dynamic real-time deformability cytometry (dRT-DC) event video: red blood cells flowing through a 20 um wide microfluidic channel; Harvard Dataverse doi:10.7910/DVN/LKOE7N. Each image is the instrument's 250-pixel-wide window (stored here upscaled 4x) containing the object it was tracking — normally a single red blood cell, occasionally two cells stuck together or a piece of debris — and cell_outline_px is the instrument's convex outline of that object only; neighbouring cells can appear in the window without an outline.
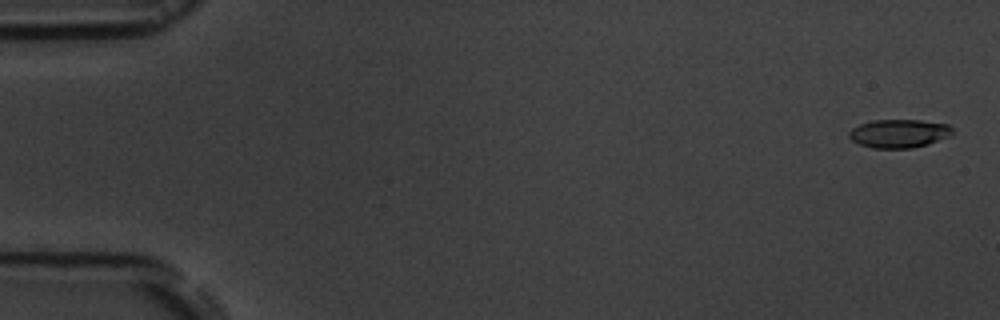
{"species": "common noctule bat (a hibernating species)", "species_latin": "Nyctalus noctula", "temperature_condition": "room temperature", "stored_images_in_passage": 51, "camera_frame_rate_fps": 3000, "um_per_image_px": 0.085, "animal": {"sex": "male", "body_mass_g": 19.5, "forearm_length_mm": 54.6}, "frame": {"image": 1, "passage_image": 2, "time_ms": 0.333, "image_size_px": [1000, 320], "cell_outline_px": [[952, 136], [928, 144], [912, 148], [872, 148], [860, 144], [852, 140], [848, 136], [848, 132], [852, 128], [860, 124], [872, 120], [920, 120], [948, 124], [952, 128]], "centroid_in_image_um": [76.42, 11.34], "position_along_channel_um": 8.6, "area_um2": 17.22}}
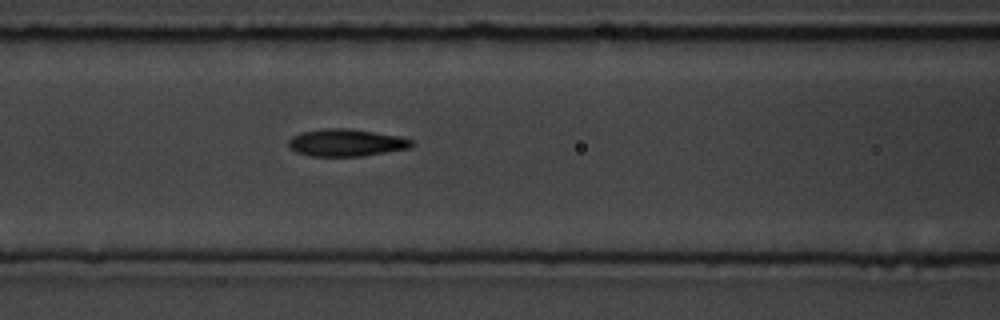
{"frame": {"image": 2, "passage_image": 24, "time_ms": 7.667, "image_size_px": [1000, 320], "cell_outline_px": [[416, 144], [408, 148], [360, 156], [312, 156], [296, 152], [288, 148], [288, 140], [292, 136], [300, 132], [324, 128], [348, 128], [400, 136], [412, 140]], "centroid_in_image_um": [29.39, 12.12], "position_along_channel_um": 137.2, "area_um2": 19.59}}
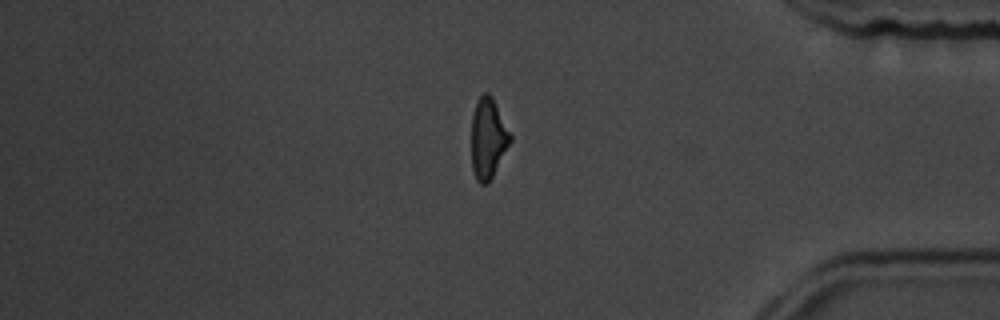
{"frame": {"image": 3, "passage_image": 47, "time_ms": 15.333, "image_size_px": [1000, 320], "cell_outline_px": [[512, 140], [488, 184], [480, 184], [476, 180], [472, 168], [472, 116], [476, 100], [484, 92], [488, 92], [492, 96], [512, 136]], "centroid_in_image_um": [41.48, 11.75], "position_along_channel_um": 393.7, "area_um2": 18.21}}